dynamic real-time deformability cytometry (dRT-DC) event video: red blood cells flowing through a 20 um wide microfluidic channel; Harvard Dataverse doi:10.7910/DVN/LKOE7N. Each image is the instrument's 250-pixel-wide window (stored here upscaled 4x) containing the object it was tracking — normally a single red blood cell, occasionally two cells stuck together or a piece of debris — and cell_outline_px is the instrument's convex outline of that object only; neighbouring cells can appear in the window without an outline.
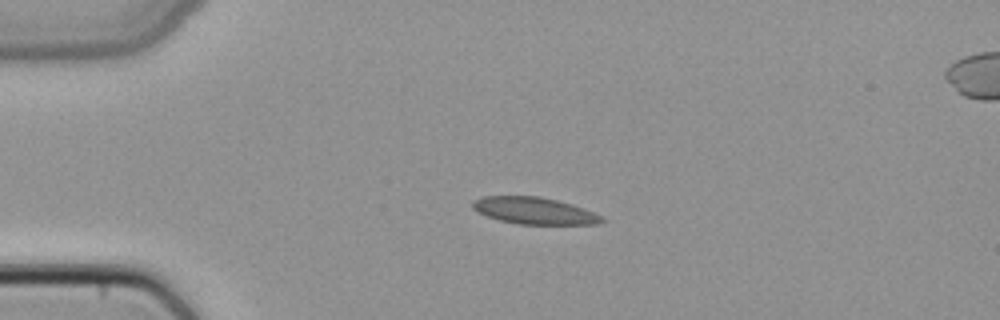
{"species": "common noctule bat (a hibernating species)", "species_latin": "Nyctalus noctula", "temperature_condition": "cold", "stored_images_in_passage": 4, "segment_of_instrument_passage": [1, 2], "camera_frame_rate_fps": 3000, "um_per_image_px": 0.085, "animal": {"sex": "female", "body_mass_g": 22.7, "forearm_length_mm": 54.2}, "frame": {"image": 1, "passage_image": 2, "time_ms": 0.333, "image_size_px": [1000, 320], "cell_outline_px": [[608, 220], [596, 224], [520, 224], [500, 220], [488, 216], [472, 208], [472, 200], [484, 196], [540, 196], [572, 204], [584, 208], [604, 216]], "centroid_in_image_um": [45.47, 17.91], "position_along_channel_um": 39.5, "area_um2": 20.23}}